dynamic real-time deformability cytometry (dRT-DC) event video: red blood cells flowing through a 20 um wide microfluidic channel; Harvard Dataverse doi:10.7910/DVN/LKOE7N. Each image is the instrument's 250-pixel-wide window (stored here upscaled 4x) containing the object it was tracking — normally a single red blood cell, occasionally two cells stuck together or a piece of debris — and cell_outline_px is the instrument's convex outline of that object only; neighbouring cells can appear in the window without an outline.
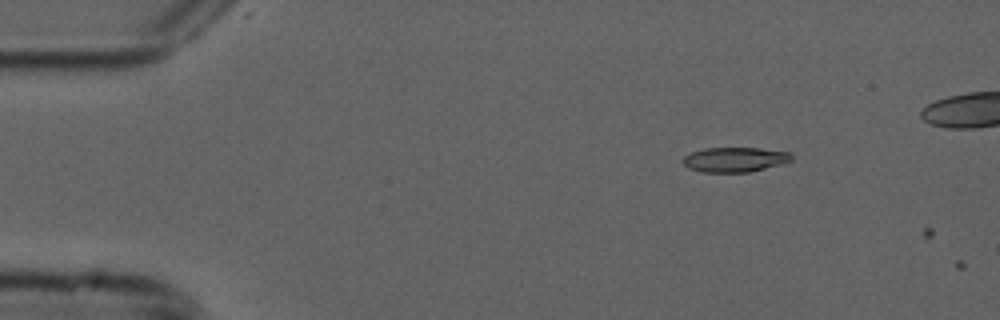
{"species": "common noctule bat (a hibernating species)", "species_latin": "Nyctalus noctula", "temperature_condition": "cold", "stored_images_in_passage": 2, "camera_frame_rate_fps": 3000, "um_per_image_px": 0.085, "animal": {"sex": "male", "forearm_length_mm": 52.5}, "frame": {"image": 1, "passage_image": 1, "time_ms": 0.0, "image_size_px": [1000, 320], "cell_outline_px": [[792, 160], [784, 164], [748, 172], [700, 172], [688, 168], [680, 160], [684, 156], [692, 152], [704, 148], [760, 148], [792, 152]], "centroid_in_image_um": [62.47, 13.56], "position_along_channel_um": 22.5, "area_um2": 15.9}}